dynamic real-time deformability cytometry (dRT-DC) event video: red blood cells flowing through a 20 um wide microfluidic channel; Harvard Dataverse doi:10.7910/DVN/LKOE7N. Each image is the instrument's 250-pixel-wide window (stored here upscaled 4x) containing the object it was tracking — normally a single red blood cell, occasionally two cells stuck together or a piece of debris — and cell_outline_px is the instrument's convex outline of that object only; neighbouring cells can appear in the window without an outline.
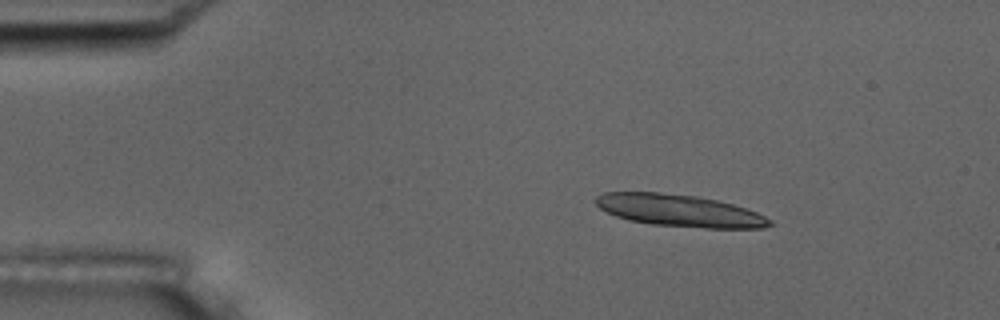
{"species": "common noctule bat (a hibernating species)", "species_latin": "Nyctalus noctula", "temperature_condition": "room temperature", "stored_images_in_passage": 14, "camera_frame_rate_fps": 3000, "um_per_image_px": 0.085, "animal": {"sex": "male", "body_mass_g": 17.5, "forearm_length_mm": 52.3}, "frame": {"image": 1, "passage_image": 3, "time_ms": 0.667, "image_size_px": [1000, 320], "cell_outline_px": [[772, 224], [764, 228], [704, 228], [652, 224], [628, 220], [616, 216], [600, 208], [596, 204], [596, 196], [604, 192], [660, 192], [696, 196], [716, 200], [732, 204], [756, 212], [772, 220]], "centroid_in_image_um": [57.74, 17.9], "position_along_channel_um": 27.3, "area_um2": 32.31}}